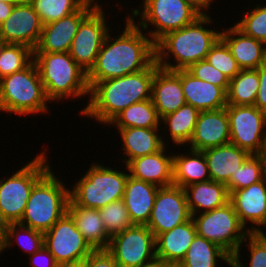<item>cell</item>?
Returning a JSON list of instances; mask_svg holds the SVG:
<instances>
[{
	"instance_id": "9f6ffc18",
	"label": "cell",
	"mask_w": 266,
	"mask_h": 267,
	"mask_svg": "<svg viewBox=\"0 0 266 267\" xmlns=\"http://www.w3.org/2000/svg\"><path fill=\"white\" fill-rule=\"evenodd\" d=\"M266 228V225L264 226ZM265 230L262 228L261 231L259 232L262 236L266 237V234L264 232Z\"/></svg>"
},
{
	"instance_id": "484cf974",
	"label": "cell",
	"mask_w": 266,
	"mask_h": 267,
	"mask_svg": "<svg viewBox=\"0 0 266 267\" xmlns=\"http://www.w3.org/2000/svg\"><path fill=\"white\" fill-rule=\"evenodd\" d=\"M158 189L155 184L128 176L123 200L133 224L148 223Z\"/></svg>"
},
{
	"instance_id": "603a6c76",
	"label": "cell",
	"mask_w": 266,
	"mask_h": 267,
	"mask_svg": "<svg viewBox=\"0 0 266 267\" xmlns=\"http://www.w3.org/2000/svg\"><path fill=\"white\" fill-rule=\"evenodd\" d=\"M220 38L228 46L241 70L257 69L266 63V44L244 34L235 25L223 28Z\"/></svg>"
},
{
	"instance_id": "8992f818",
	"label": "cell",
	"mask_w": 266,
	"mask_h": 267,
	"mask_svg": "<svg viewBox=\"0 0 266 267\" xmlns=\"http://www.w3.org/2000/svg\"><path fill=\"white\" fill-rule=\"evenodd\" d=\"M34 60L25 68L0 79V111L28 116L51 111ZM48 102V103H47Z\"/></svg>"
},
{
	"instance_id": "4dcf8cb0",
	"label": "cell",
	"mask_w": 266,
	"mask_h": 267,
	"mask_svg": "<svg viewBox=\"0 0 266 267\" xmlns=\"http://www.w3.org/2000/svg\"><path fill=\"white\" fill-rule=\"evenodd\" d=\"M230 259L231 256L220 246L196 234L184 258L177 266L218 267L219 261H225L228 265Z\"/></svg>"
},
{
	"instance_id": "f546056e",
	"label": "cell",
	"mask_w": 266,
	"mask_h": 267,
	"mask_svg": "<svg viewBox=\"0 0 266 267\" xmlns=\"http://www.w3.org/2000/svg\"><path fill=\"white\" fill-rule=\"evenodd\" d=\"M210 179L203 151L189 149L186 154H173V185L184 188Z\"/></svg>"
},
{
	"instance_id": "6da1fadb",
	"label": "cell",
	"mask_w": 266,
	"mask_h": 267,
	"mask_svg": "<svg viewBox=\"0 0 266 267\" xmlns=\"http://www.w3.org/2000/svg\"><path fill=\"white\" fill-rule=\"evenodd\" d=\"M121 35L105 36L94 66L87 73L88 82H99L146 69L155 60V43L129 17ZM146 34V35H145Z\"/></svg>"
},
{
	"instance_id": "816d5d0a",
	"label": "cell",
	"mask_w": 266,
	"mask_h": 267,
	"mask_svg": "<svg viewBox=\"0 0 266 267\" xmlns=\"http://www.w3.org/2000/svg\"><path fill=\"white\" fill-rule=\"evenodd\" d=\"M260 155L262 156L263 161H264V169H265V176H266V142H265L264 149L262 150Z\"/></svg>"
},
{
	"instance_id": "277c9868",
	"label": "cell",
	"mask_w": 266,
	"mask_h": 267,
	"mask_svg": "<svg viewBox=\"0 0 266 267\" xmlns=\"http://www.w3.org/2000/svg\"><path fill=\"white\" fill-rule=\"evenodd\" d=\"M34 62L39 70L47 98L65 101L66 98H89L90 87L87 72L83 70L68 52H34ZM65 98V99H64Z\"/></svg>"
},
{
	"instance_id": "52a82bcc",
	"label": "cell",
	"mask_w": 266,
	"mask_h": 267,
	"mask_svg": "<svg viewBox=\"0 0 266 267\" xmlns=\"http://www.w3.org/2000/svg\"><path fill=\"white\" fill-rule=\"evenodd\" d=\"M118 168L92 163L83 177L70 185V200L77 206L101 209L122 199L129 173L127 167L124 171Z\"/></svg>"
},
{
	"instance_id": "c3c4849f",
	"label": "cell",
	"mask_w": 266,
	"mask_h": 267,
	"mask_svg": "<svg viewBox=\"0 0 266 267\" xmlns=\"http://www.w3.org/2000/svg\"><path fill=\"white\" fill-rule=\"evenodd\" d=\"M15 4L17 3H6L0 1V24L3 23L11 14Z\"/></svg>"
},
{
	"instance_id": "e575fe53",
	"label": "cell",
	"mask_w": 266,
	"mask_h": 267,
	"mask_svg": "<svg viewBox=\"0 0 266 267\" xmlns=\"http://www.w3.org/2000/svg\"><path fill=\"white\" fill-rule=\"evenodd\" d=\"M14 241L30 256L44 246V233L19 223L6 224L5 250L11 248Z\"/></svg>"
},
{
	"instance_id": "f35d334b",
	"label": "cell",
	"mask_w": 266,
	"mask_h": 267,
	"mask_svg": "<svg viewBox=\"0 0 266 267\" xmlns=\"http://www.w3.org/2000/svg\"><path fill=\"white\" fill-rule=\"evenodd\" d=\"M99 213L106 232L110 237L134 225L130 219L123 198L99 209Z\"/></svg>"
},
{
	"instance_id": "bcb514c9",
	"label": "cell",
	"mask_w": 266,
	"mask_h": 267,
	"mask_svg": "<svg viewBox=\"0 0 266 267\" xmlns=\"http://www.w3.org/2000/svg\"><path fill=\"white\" fill-rule=\"evenodd\" d=\"M256 70L258 71L260 86L254 106L266 113V63L259 66Z\"/></svg>"
},
{
	"instance_id": "60d3db41",
	"label": "cell",
	"mask_w": 266,
	"mask_h": 267,
	"mask_svg": "<svg viewBox=\"0 0 266 267\" xmlns=\"http://www.w3.org/2000/svg\"><path fill=\"white\" fill-rule=\"evenodd\" d=\"M205 60L225 74L229 80L234 78L241 70L228 46L221 38L211 47Z\"/></svg>"
},
{
	"instance_id": "74e56055",
	"label": "cell",
	"mask_w": 266,
	"mask_h": 267,
	"mask_svg": "<svg viewBox=\"0 0 266 267\" xmlns=\"http://www.w3.org/2000/svg\"><path fill=\"white\" fill-rule=\"evenodd\" d=\"M33 60V49L22 44H8L0 57V79L25 69Z\"/></svg>"
},
{
	"instance_id": "7bdbcfd3",
	"label": "cell",
	"mask_w": 266,
	"mask_h": 267,
	"mask_svg": "<svg viewBox=\"0 0 266 267\" xmlns=\"http://www.w3.org/2000/svg\"><path fill=\"white\" fill-rule=\"evenodd\" d=\"M186 70L198 79L221 87L227 93L230 80L205 59L190 65Z\"/></svg>"
},
{
	"instance_id": "4fadbf2b",
	"label": "cell",
	"mask_w": 266,
	"mask_h": 267,
	"mask_svg": "<svg viewBox=\"0 0 266 267\" xmlns=\"http://www.w3.org/2000/svg\"><path fill=\"white\" fill-rule=\"evenodd\" d=\"M103 5L98 4L79 24L73 38L69 54L87 73L94 66L107 33L112 30L107 25Z\"/></svg>"
},
{
	"instance_id": "f907efd6",
	"label": "cell",
	"mask_w": 266,
	"mask_h": 267,
	"mask_svg": "<svg viewBox=\"0 0 266 267\" xmlns=\"http://www.w3.org/2000/svg\"><path fill=\"white\" fill-rule=\"evenodd\" d=\"M58 267H86V262L84 259L76 262L62 263Z\"/></svg>"
},
{
	"instance_id": "7c38bea8",
	"label": "cell",
	"mask_w": 266,
	"mask_h": 267,
	"mask_svg": "<svg viewBox=\"0 0 266 267\" xmlns=\"http://www.w3.org/2000/svg\"><path fill=\"white\" fill-rule=\"evenodd\" d=\"M230 143L261 154L266 142V113L254 105H227Z\"/></svg>"
},
{
	"instance_id": "836d02e7",
	"label": "cell",
	"mask_w": 266,
	"mask_h": 267,
	"mask_svg": "<svg viewBox=\"0 0 266 267\" xmlns=\"http://www.w3.org/2000/svg\"><path fill=\"white\" fill-rule=\"evenodd\" d=\"M259 86L256 69L240 70L229 82L227 105H254Z\"/></svg>"
},
{
	"instance_id": "d6a6232c",
	"label": "cell",
	"mask_w": 266,
	"mask_h": 267,
	"mask_svg": "<svg viewBox=\"0 0 266 267\" xmlns=\"http://www.w3.org/2000/svg\"><path fill=\"white\" fill-rule=\"evenodd\" d=\"M161 119L151 99L134 103L123 109L107 126L115 128H159Z\"/></svg>"
},
{
	"instance_id": "44dd1931",
	"label": "cell",
	"mask_w": 266,
	"mask_h": 267,
	"mask_svg": "<svg viewBox=\"0 0 266 267\" xmlns=\"http://www.w3.org/2000/svg\"><path fill=\"white\" fill-rule=\"evenodd\" d=\"M181 78L186 104L200 111L227 106V93L219 86L194 77L186 69L175 70Z\"/></svg>"
},
{
	"instance_id": "681fc988",
	"label": "cell",
	"mask_w": 266,
	"mask_h": 267,
	"mask_svg": "<svg viewBox=\"0 0 266 267\" xmlns=\"http://www.w3.org/2000/svg\"><path fill=\"white\" fill-rule=\"evenodd\" d=\"M6 224L0 219V254L5 252Z\"/></svg>"
},
{
	"instance_id": "f5cc1de1",
	"label": "cell",
	"mask_w": 266,
	"mask_h": 267,
	"mask_svg": "<svg viewBox=\"0 0 266 267\" xmlns=\"http://www.w3.org/2000/svg\"><path fill=\"white\" fill-rule=\"evenodd\" d=\"M8 44L2 39L0 38V57L2 55L3 49L7 46Z\"/></svg>"
},
{
	"instance_id": "f1b7e54d",
	"label": "cell",
	"mask_w": 266,
	"mask_h": 267,
	"mask_svg": "<svg viewBox=\"0 0 266 267\" xmlns=\"http://www.w3.org/2000/svg\"><path fill=\"white\" fill-rule=\"evenodd\" d=\"M67 213L94 250L107 249L111 237L106 232L99 209L77 206L69 200Z\"/></svg>"
},
{
	"instance_id": "83f0119b",
	"label": "cell",
	"mask_w": 266,
	"mask_h": 267,
	"mask_svg": "<svg viewBox=\"0 0 266 267\" xmlns=\"http://www.w3.org/2000/svg\"><path fill=\"white\" fill-rule=\"evenodd\" d=\"M183 189L191 215L205 213L223 207L230 199L227 186L211 179L193 183Z\"/></svg>"
},
{
	"instance_id": "9a60e30c",
	"label": "cell",
	"mask_w": 266,
	"mask_h": 267,
	"mask_svg": "<svg viewBox=\"0 0 266 267\" xmlns=\"http://www.w3.org/2000/svg\"><path fill=\"white\" fill-rule=\"evenodd\" d=\"M191 217L182 187L176 185L159 187L146 226L156 238L159 234L187 222Z\"/></svg>"
},
{
	"instance_id": "d4e9b609",
	"label": "cell",
	"mask_w": 266,
	"mask_h": 267,
	"mask_svg": "<svg viewBox=\"0 0 266 267\" xmlns=\"http://www.w3.org/2000/svg\"><path fill=\"white\" fill-rule=\"evenodd\" d=\"M118 129L119 136H121L120 142L121 150H124V157L120 160L126 166L131 160L138 157L149 155L158 152L164 145H168V139L164 138L159 132H163L159 128H116ZM164 138V139H163Z\"/></svg>"
},
{
	"instance_id": "3957f363",
	"label": "cell",
	"mask_w": 266,
	"mask_h": 267,
	"mask_svg": "<svg viewBox=\"0 0 266 267\" xmlns=\"http://www.w3.org/2000/svg\"><path fill=\"white\" fill-rule=\"evenodd\" d=\"M210 16L201 15L193 23L161 37L155 43V61L158 66L175 71L187 69L190 65L205 59L221 33L219 30L215 31V27H206L214 22Z\"/></svg>"
},
{
	"instance_id": "ee69618b",
	"label": "cell",
	"mask_w": 266,
	"mask_h": 267,
	"mask_svg": "<svg viewBox=\"0 0 266 267\" xmlns=\"http://www.w3.org/2000/svg\"><path fill=\"white\" fill-rule=\"evenodd\" d=\"M86 267H119L106 249L93 250L86 258Z\"/></svg>"
},
{
	"instance_id": "2e32d148",
	"label": "cell",
	"mask_w": 266,
	"mask_h": 267,
	"mask_svg": "<svg viewBox=\"0 0 266 267\" xmlns=\"http://www.w3.org/2000/svg\"><path fill=\"white\" fill-rule=\"evenodd\" d=\"M97 0H87L76 12L57 21L43 25L39 42L34 52H69L81 21L99 4Z\"/></svg>"
},
{
	"instance_id": "d6986e66",
	"label": "cell",
	"mask_w": 266,
	"mask_h": 267,
	"mask_svg": "<svg viewBox=\"0 0 266 267\" xmlns=\"http://www.w3.org/2000/svg\"><path fill=\"white\" fill-rule=\"evenodd\" d=\"M228 143H230V127L226 107L200 111L187 147L204 151Z\"/></svg>"
},
{
	"instance_id": "7dc6e473",
	"label": "cell",
	"mask_w": 266,
	"mask_h": 267,
	"mask_svg": "<svg viewBox=\"0 0 266 267\" xmlns=\"http://www.w3.org/2000/svg\"><path fill=\"white\" fill-rule=\"evenodd\" d=\"M192 8H194L200 15H210L209 8L211 4L214 3V0H184ZM213 1V2H212Z\"/></svg>"
},
{
	"instance_id": "ab89813d",
	"label": "cell",
	"mask_w": 266,
	"mask_h": 267,
	"mask_svg": "<svg viewBox=\"0 0 266 267\" xmlns=\"http://www.w3.org/2000/svg\"><path fill=\"white\" fill-rule=\"evenodd\" d=\"M243 13L234 25L244 34L266 44V5L257 4Z\"/></svg>"
},
{
	"instance_id": "ac0fdd59",
	"label": "cell",
	"mask_w": 266,
	"mask_h": 267,
	"mask_svg": "<svg viewBox=\"0 0 266 267\" xmlns=\"http://www.w3.org/2000/svg\"><path fill=\"white\" fill-rule=\"evenodd\" d=\"M229 202L241 224L250 233H259L266 225V176L257 183L231 192ZM249 223L250 227L247 226Z\"/></svg>"
},
{
	"instance_id": "7402d4cb",
	"label": "cell",
	"mask_w": 266,
	"mask_h": 267,
	"mask_svg": "<svg viewBox=\"0 0 266 267\" xmlns=\"http://www.w3.org/2000/svg\"><path fill=\"white\" fill-rule=\"evenodd\" d=\"M196 234L192 217L172 230L159 234L155 238L158 265L177 266L184 258Z\"/></svg>"
},
{
	"instance_id": "db71d44e",
	"label": "cell",
	"mask_w": 266,
	"mask_h": 267,
	"mask_svg": "<svg viewBox=\"0 0 266 267\" xmlns=\"http://www.w3.org/2000/svg\"><path fill=\"white\" fill-rule=\"evenodd\" d=\"M230 267H241L232 257L230 259V262L228 264Z\"/></svg>"
},
{
	"instance_id": "f6af8a7d",
	"label": "cell",
	"mask_w": 266,
	"mask_h": 267,
	"mask_svg": "<svg viewBox=\"0 0 266 267\" xmlns=\"http://www.w3.org/2000/svg\"><path fill=\"white\" fill-rule=\"evenodd\" d=\"M29 257L30 267H58L59 265L55 261L54 256L45 246H43L41 249H39Z\"/></svg>"
},
{
	"instance_id": "11a10c76",
	"label": "cell",
	"mask_w": 266,
	"mask_h": 267,
	"mask_svg": "<svg viewBox=\"0 0 266 267\" xmlns=\"http://www.w3.org/2000/svg\"><path fill=\"white\" fill-rule=\"evenodd\" d=\"M0 1L6 2V3H19L22 0H0Z\"/></svg>"
},
{
	"instance_id": "4316f807",
	"label": "cell",
	"mask_w": 266,
	"mask_h": 267,
	"mask_svg": "<svg viewBox=\"0 0 266 267\" xmlns=\"http://www.w3.org/2000/svg\"><path fill=\"white\" fill-rule=\"evenodd\" d=\"M211 180L227 184L231 175L251 155L248 151L232 143L209 148L203 151Z\"/></svg>"
},
{
	"instance_id": "ffe728a7",
	"label": "cell",
	"mask_w": 266,
	"mask_h": 267,
	"mask_svg": "<svg viewBox=\"0 0 266 267\" xmlns=\"http://www.w3.org/2000/svg\"><path fill=\"white\" fill-rule=\"evenodd\" d=\"M167 148L164 145L158 152L131 160L126 165L129 175L158 187L173 185V154Z\"/></svg>"
},
{
	"instance_id": "b9f144b4",
	"label": "cell",
	"mask_w": 266,
	"mask_h": 267,
	"mask_svg": "<svg viewBox=\"0 0 266 267\" xmlns=\"http://www.w3.org/2000/svg\"><path fill=\"white\" fill-rule=\"evenodd\" d=\"M248 240V241H247ZM244 243L250 252L249 266L241 262V249ZM241 267H266V237L260 233H249L242 242L240 248L232 257Z\"/></svg>"
},
{
	"instance_id": "7a4b0ae2",
	"label": "cell",
	"mask_w": 266,
	"mask_h": 267,
	"mask_svg": "<svg viewBox=\"0 0 266 267\" xmlns=\"http://www.w3.org/2000/svg\"><path fill=\"white\" fill-rule=\"evenodd\" d=\"M158 68L154 60L139 72L99 82H88L90 100H87L88 103L79 114L107 126L123 109L151 99L152 81Z\"/></svg>"
},
{
	"instance_id": "30bf717a",
	"label": "cell",
	"mask_w": 266,
	"mask_h": 267,
	"mask_svg": "<svg viewBox=\"0 0 266 267\" xmlns=\"http://www.w3.org/2000/svg\"><path fill=\"white\" fill-rule=\"evenodd\" d=\"M191 216L197 235L217 244L231 257L250 233L239 221L230 202L223 207Z\"/></svg>"
},
{
	"instance_id": "5b68a950",
	"label": "cell",
	"mask_w": 266,
	"mask_h": 267,
	"mask_svg": "<svg viewBox=\"0 0 266 267\" xmlns=\"http://www.w3.org/2000/svg\"><path fill=\"white\" fill-rule=\"evenodd\" d=\"M56 176L50 168L34 184L19 224L45 233L67 213L70 188Z\"/></svg>"
},
{
	"instance_id": "e0dca14e",
	"label": "cell",
	"mask_w": 266,
	"mask_h": 267,
	"mask_svg": "<svg viewBox=\"0 0 266 267\" xmlns=\"http://www.w3.org/2000/svg\"><path fill=\"white\" fill-rule=\"evenodd\" d=\"M43 24L29 0L14 5L11 14L0 24V38L7 44H22L31 49L37 46Z\"/></svg>"
},
{
	"instance_id": "1f68e13d",
	"label": "cell",
	"mask_w": 266,
	"mask_h": 267,
	"mask_svg": "<svg viewBox=\"0 0 266 267\" xmlns=\"http://www.w3.org/2000/svg\"><path fill=\"white\" fill-rule=\"evenodd\" d=\"M198 114L199 111L191 105L181 106L177 111L161 118L160 122L162 123L160 125H165V128H161L163 130L168 128V131H164L163 134L169 132L165 135L169 134L171 139L169 142H173L174 146L188 145L194 132Z\"/></svg>"
},
{
	"instance_id": "ba28073f",
	"label": "cell",
	"mask_w": 266,
	"mask_h": 267,
	"mask_svg": "<svg viewBox=\"0 0 266 267\" xmlns=\"http://www.w3.org/2000/svg\"><path fill=\"white\" fill-rule=\"evenodd\" d=\"M47 151L40 152L11 176L0 179V219L19 223L34 184L51 168Z\"/></svg>"
},
{
	"instance_id": "8fae6325",
	"label": "cell",
	"mask_w": 266,
	"mask_h": 267,
	"mask_svg": "<svg viewBox=\"0 0 266 267\" xmlns=\"http://www.w3.org/2000/svg\"><path fill=\"white\" fill-rule=\"evenodd\" d=\"M106 250L119 267L158 266L155 236L146 225L134 224L113 235Z\"/></svg>"
},
{
	"instance_id": "6f0895ef",
	"label": "cell",
	"mask_w": 266,
	"mask_h": 267,
	"mask_svg": "<svg viewBox=\"0 0 266 267\" xmlns=\"http://www.w3.org/2000/svg\"><path fill=\"white\" fill-rule=\"evenodd\" d=\"M157 267H178V266H174V265H158Z\"/></svg>"
},
{
	"instance_id": "9c48e42d",
	"label": "cell",
	"mask_w": 266,
	"mask_h": 267,
	"mask_svg": "<svg viewBox=\"0 0 266 267\" xmlns=\"http://www.w3.org/2000/svg\"><path fill=\"white\" fill-rule=\"evenodd\" d=\"M129 15L154 43L165 34L179 30L201 16L184 0H143L140 9L133 8ZM134 18H138V21ZM150 25L155 29L148 28Z\"/></svg>"
},
{
	"instance_id": "d590c367",
	"label": "cell",
	"mask_w": 266,
	"mask_h": 267,
	"mask_svg": "<svg viewBox=\"0 0 266 267\" xmlns=\"http://www.w3.org/2000/svg\"><path fill=\"white\" fill-rule=\"evenodd\" d=\"M265 177L264 161L260 154H251L233 173L226 184L229 194L235 190L248 187Z\"/></svg>"
},
{
	"instance_id": "8d00e7d4",
	"label": "cell",
	"mask_w": 266,
	"mask_h": 267,
	"mask_svg": "<svg viewBox=\"0 0 266 267\" xmlns=\"http://www.w3.org/2000/svg\"><path fill=\"white\" fill-rule=\"evenodd\" d=\"M87 0H29L43 25L76 12Z\"/></svg>"
},
{
	"instance_id": "5bb4252c",
	"label": "cell",
	"mask_w": 266,
	"mask_h": 267,
	"mask_svg": "<svg viewBox=\"0 0 266 267\" xmlns=\"http://www.w3.org/2000/svg\"><path fill=\"white\" fill-rule=\"evenodd\" d=\"M44 246L58 264L84 260L94 250L68 213L44 233Z\"/></svg>"
},
{
	"instance_id": "cb8c5ba5",
	"label": "cell",
	"mask_w": 266,
	"mask_h": 267,
	"mask_svg": "<svg viewBox=\"0 0 266 267\" xmlns=\"http://www.w3.org/2000/svg\"><path fill=\"white\" fill-rule=\"evenodd\" d=\"M151 100L160 119L185 105L180 76L159 67L152 81Z\"/></svg>"
}]
</instances>
